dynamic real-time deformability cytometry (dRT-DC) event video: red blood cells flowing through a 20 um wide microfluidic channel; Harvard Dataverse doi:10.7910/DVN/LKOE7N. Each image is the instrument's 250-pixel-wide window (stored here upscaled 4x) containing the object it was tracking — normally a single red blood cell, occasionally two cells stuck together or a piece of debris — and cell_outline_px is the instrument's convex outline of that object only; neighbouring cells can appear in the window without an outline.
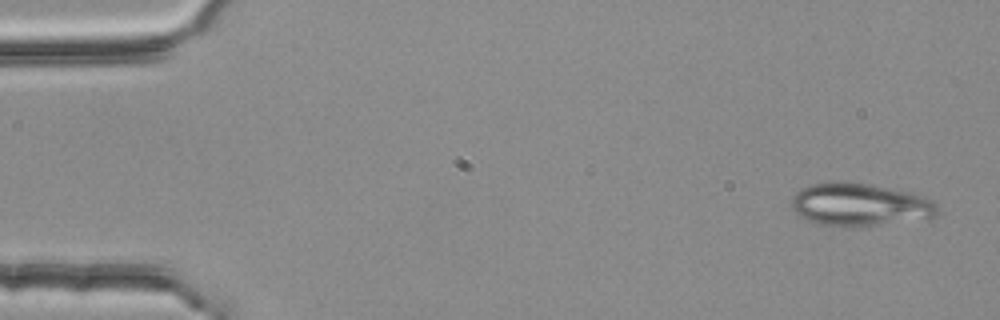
{"species": "common noctule bat (a hibernating species)", "species_latin": "Nyctalus noctula", "temperature_condition": "room temperature", "stored_images_in_passage": 4, "camera_frame_rate_fps": 3000, "um_per_image_px": 0.085, "animal": {"sex": "female", "body_mass_g": 25.1}, "frame": {"image": 1, "passage_image": 1, "time_ms": 0.0, "image_size_px": [1000, 320], "cell_outline_px": [[936, 216], [880, 224], [840, 228], [820, 224], [808, 220], [800, 216], [792, 208], [792, 196], [796, 192], [812, 184], [868, 184], [912, 192], [924, 196], [932, 200], [936, 204]], "centroid_in_image_um": [73.07, 17.42], "position_along_channel_um": 11.9, "area_um2": 35.43}}